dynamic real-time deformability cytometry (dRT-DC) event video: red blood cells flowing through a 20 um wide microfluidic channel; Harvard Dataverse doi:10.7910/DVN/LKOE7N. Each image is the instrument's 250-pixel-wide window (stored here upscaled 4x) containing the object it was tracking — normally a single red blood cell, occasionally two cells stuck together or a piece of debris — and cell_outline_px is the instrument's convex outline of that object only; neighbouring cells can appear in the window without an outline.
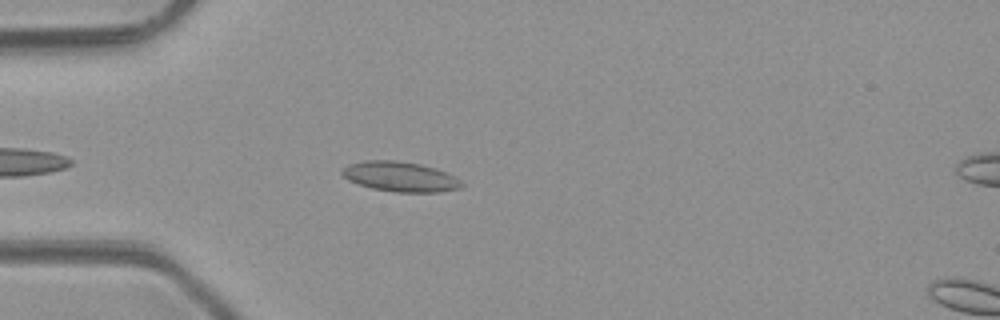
{"species": "common noctule bat (a hibernating species)", "species_latin": "Nyctalus noctula", "temperature_condition": "room temperature", "stored_images_in_passage": 6, "camera_frame_rate_fps": 3000, "um_per_image_px": 0.085, "animal": {"sex": "male", "body_mass_g": 23.1, "forearm_length_mm": 52.7}, "frame": {"image": 1, "passage_image": 5, "time_ms": 5.667, "image_size_px": [1000, 320], "cell_outline_px": [[464, 184], [460, 188], [440, 192], [396, 192], [372, 188], [348, 180], [340, 172], [340, 168], [348, 164], [364, 160], [396, 160], [420, 164], [456, 176]], "centroid_in_image_um": [33.99, 15.01], "position_along_channel_um": 51.0, "area_um2": 20.87}}